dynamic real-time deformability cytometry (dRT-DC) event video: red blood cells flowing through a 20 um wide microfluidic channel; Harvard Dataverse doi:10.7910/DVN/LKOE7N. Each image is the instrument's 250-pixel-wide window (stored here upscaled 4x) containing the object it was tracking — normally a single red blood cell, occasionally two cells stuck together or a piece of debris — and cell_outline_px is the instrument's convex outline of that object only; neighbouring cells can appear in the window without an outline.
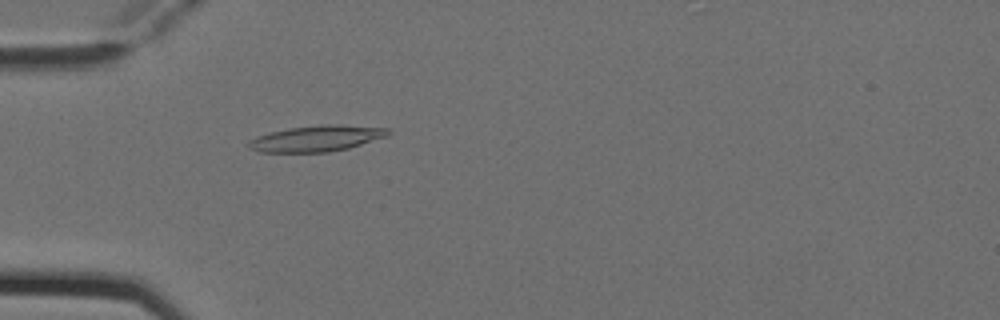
{"species": "Egyptian fruit bat (a non-hibernating species)", "species_latin": "Rousettus aegyptiacus", "temperature_condition": "cold", "stored_images_in_passage": 3, "camera_frame_rate_fps": 3000, "um_per_image_px": 0.085, "animal": {"sex": "female"}, "frame": {"image": 1, "passage_image": 3, "time_ms": 0.667, "image_size_px": [1000, 320], "cell_outline_px": [[392, 132], [388, 136], [348, 148], [328, 152], [260, 152], [248, 148], [248, 140], [256, 136], [268, 132], [288, 128], [324, 124], [336, 124], [392, 128]], "centroid_in_image_um": [26.92, 11.76], "position_along_channel_um": 58.1, "area_um2": 21.39}}